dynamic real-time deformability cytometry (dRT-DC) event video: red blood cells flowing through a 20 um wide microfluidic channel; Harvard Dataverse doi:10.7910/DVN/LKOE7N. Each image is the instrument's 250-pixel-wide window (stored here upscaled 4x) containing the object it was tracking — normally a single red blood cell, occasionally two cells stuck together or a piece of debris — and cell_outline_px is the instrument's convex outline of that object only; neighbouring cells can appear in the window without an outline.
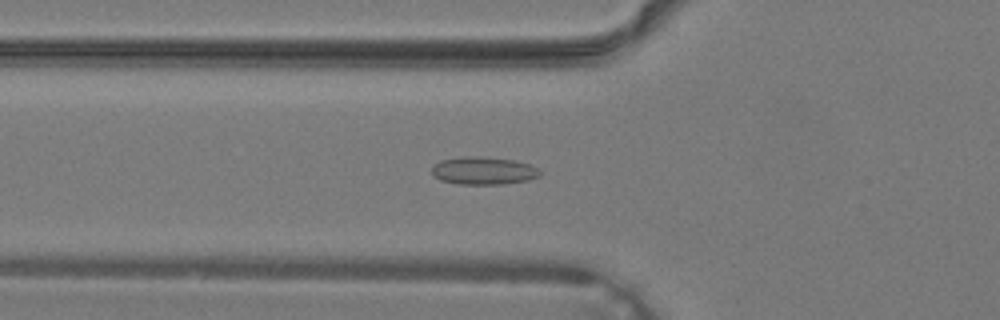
{"species": "common noctule bat (a hibernating species)", "species_latin": "Nyctalus noctula", "temperature_condition": "warm", "stored_images_in_passage": 26, "camera_frame_rate_fps": 3000, "um_per_image_px": 0.085, "animal": {"sex": "male", "body_mass_g": 19.2, "forearm_length_mm": 51.8}, "frame": {"image": 1, "passage_image": 6, "time_ms": 1.667, "image_size_px": [1000, 320], "cell_outline_px": [[544, 172], [540, 176], [528, 180], [504, 184], [460, 184], [440, 180], [432, 176], [432, 168], [440, 160], [464, 156], [476, 156], [512, 160], [528, 164]], "centroid_in_image_um": [41.09, 14.52], "position_along_channel_um": 84.7, "area_um2": 17.46}}
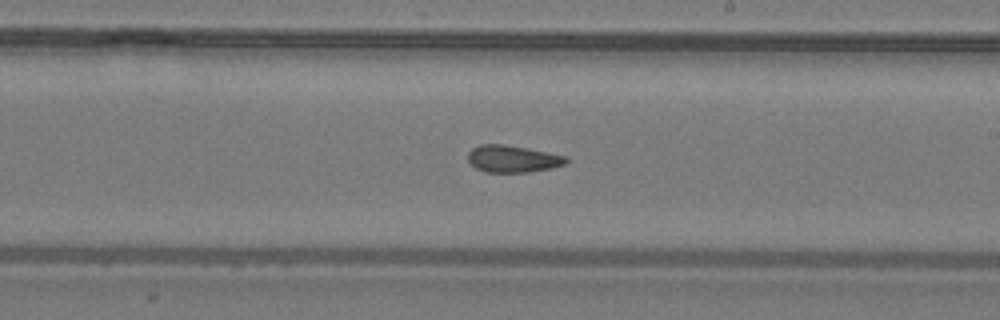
{"frame": {"image": 2, "passage_image": 15, "time_ms": 4.667, "image_size_px": [1000, 320], "cell_outline_px": [[568, 160], [564, 164], [552, 168], [528, 172], [484, 172], [476, 168], [468, 160], [468, 152], [472, 148], [480, 144], [504, 144], [568, 156]], "centroid_in_image_um": [43.57, 13.5], "position_along_channel_um": 245.4, "area_um2": 15.43}}
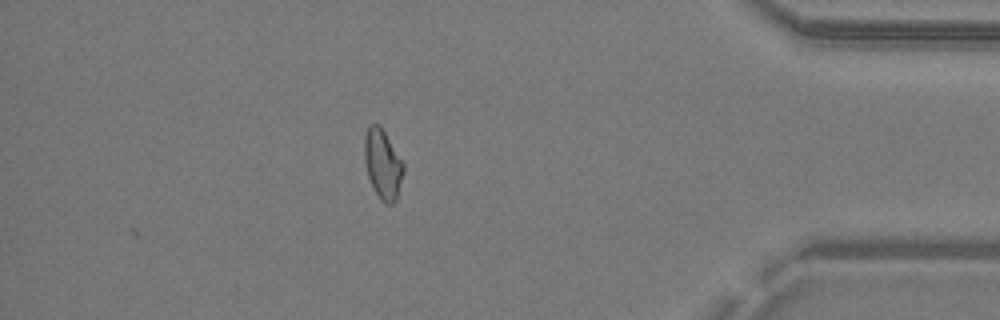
{"frame": {"image": 3, "passage_image": 26, "time_ms": 8.333, "image_size_px": [1000, 320], "cell_outline_px": [[404, 172], [396, 200], [392, 204], [384, 204], [380, 200], [368, 176], [364, 160], [364, 136], [368, 124], [380, 124], [404, 160]], "centroid_in_image_um": [32.55, 13.91], "position_along_channel_um": 402.7, "area_um2": 16.24}}